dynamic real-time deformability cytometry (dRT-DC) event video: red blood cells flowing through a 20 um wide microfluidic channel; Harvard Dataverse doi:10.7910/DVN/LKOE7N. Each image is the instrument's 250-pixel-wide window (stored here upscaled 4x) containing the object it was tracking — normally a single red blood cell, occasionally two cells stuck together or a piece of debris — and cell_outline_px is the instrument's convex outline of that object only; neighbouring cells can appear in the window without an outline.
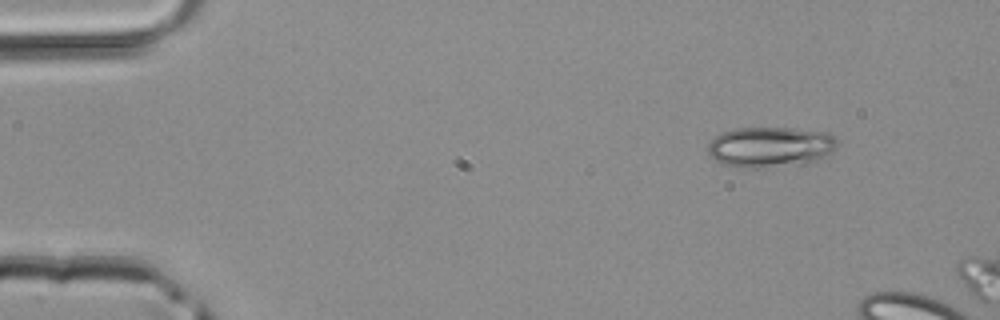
{"species": "common noctule bat (a hibernating species)", "species_latin": "Nyctalus noctula", "temperature_condition": "room temperature", "stored_images_in_passage": 4, "camera_frame_rate_fps": 3000, "um_per_image_px": 0.085, "animal": {"sex": "male", "body_mass_g": 20.4}, "frame": {"image": 1, "passage_image": 4, "time_ms": 1.0, "image_size_px": [1000, 320], "cell_outline_px": [[840, 140], [836, 148], [816, 160], [804, 164], [764, 168], [740, 168], [724, 164], [716, 160], [708, 152], [708, 144], [716, 136], [732, 128], [792, 128], [828, 132]], "centroid_in_image_um": [65.5, 12.49], "position_along_channel_um": 19.5, "area_um2": 30.69}}